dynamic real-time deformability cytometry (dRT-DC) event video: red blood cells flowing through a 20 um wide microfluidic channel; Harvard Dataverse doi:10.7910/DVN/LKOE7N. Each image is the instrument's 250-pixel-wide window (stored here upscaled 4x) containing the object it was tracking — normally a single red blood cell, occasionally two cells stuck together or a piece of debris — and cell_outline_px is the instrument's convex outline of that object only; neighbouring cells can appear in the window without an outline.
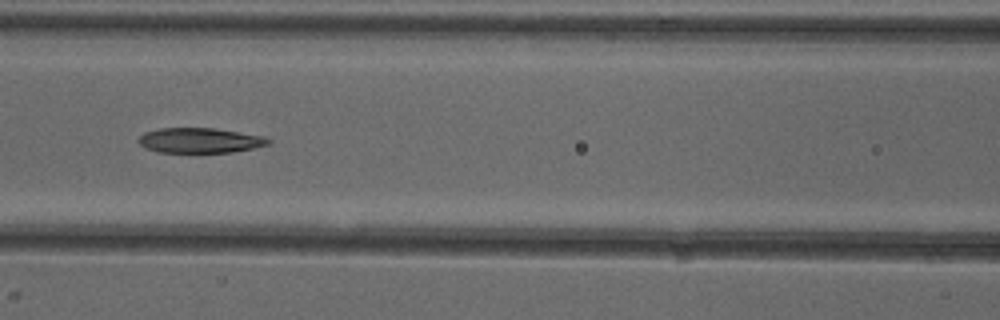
{"species": "common noctule bat (a hibernating species)", "species_latin": "Nyctalus noctula", "temperature_condition": "cold", "stored_images_in_passage": 9, "camera_frame_rate_fps": 3000, "um_per_image_px": 0.085, "animal": {"sex": "female"}, "frame": {"image": 1, "passage_image": 6, "time_ms": 6.0, "image_size_px": [1000, 320], "cell_outline_px": [[272, 144], [232, 152], [156, 152], [144, 148], [136, 140], [144, 132], [160, 128], [216, 128], [264, 136], [272, 140]], "centroid_in_image_um": [16.99, 11.93], "position_along_channel_um": 149.6, "area_um2": 19.13}}
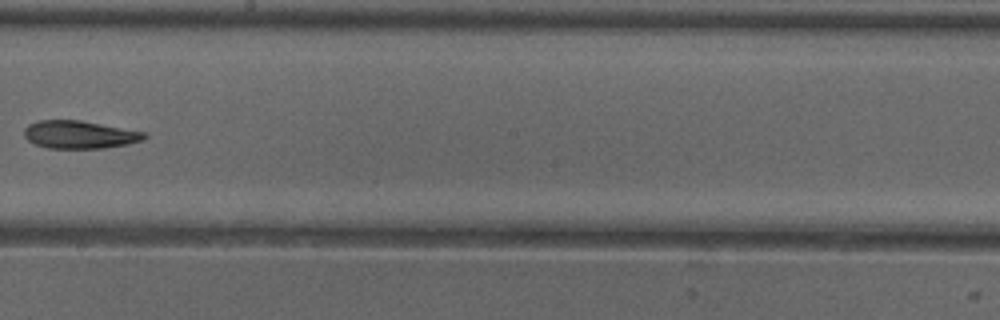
{"frame": {"image": 2, "passage_image": 8, "time_ms": 8.333, "image_size_px": [1000, 320], "cell_outline_px": [[148, 136], [144, 140], [128, 144], [104, 148], [48, 148], [36, 144], [28, 140], [24, 136], [24, 128], [28, 124], [40, 120], [80, 120], [144, 132]], "centroid_in_image_um": [6.76, 11.44], "position_along_channel_um": 241.4, "area_um2": 19.42}}
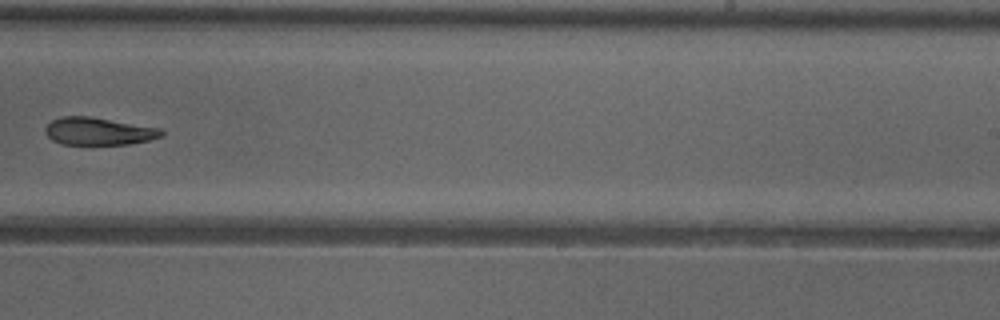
{"frame": {"image": 3, "passage_image": 9, "time_ms": 9.333, "image_size_px": [1000, 320], "cell_outline_px": [[164, 136], [148, 140], [128, 144], [60, 144], [52, 140], [44, 132], [44, 128], [52, 120], [60, 116], [88, 116], [160, 128], [164, 132]], "centroid_in_image_um": [8.35, 11.15], "position_along_channel_um": 280.6, "area_um2": 18.61}}